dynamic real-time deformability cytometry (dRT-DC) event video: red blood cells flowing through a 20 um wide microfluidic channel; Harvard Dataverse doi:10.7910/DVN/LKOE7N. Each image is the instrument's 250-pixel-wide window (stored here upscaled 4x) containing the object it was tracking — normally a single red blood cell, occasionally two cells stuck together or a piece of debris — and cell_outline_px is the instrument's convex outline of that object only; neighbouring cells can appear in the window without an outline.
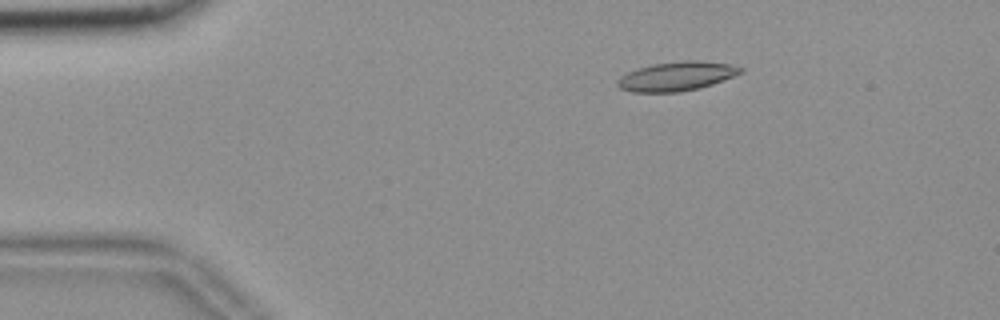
{"species": "common noctule bat (a hibernating species)", "species_latin": "Nyctalus noctula", "temperature_condition": "room temperature", "stored_images_in_passage": 50, "camera_frame_rate_fps": 3000, "um_per_image_px": 0.085, "animal": {"sex": "female", "body_mass_g": 18.4}, "frame": {"image": 1, "passage_image": 4, "time_ms": 1.0, "image_size_px": [1000, 320], "cell_outline_px": [[744, 72], [712, 84], [700, 88], [680, 92], [632, 92], [620, 88], [616, 84], [620, 76], [628, 72], [652, 64], [688, 60], [696, 60], [728, 64], [744, 68]], "centroid_in_image_um": [57.52, 6.49], "position_along_channel_um": 27.5, "area_um2": 20.75}}
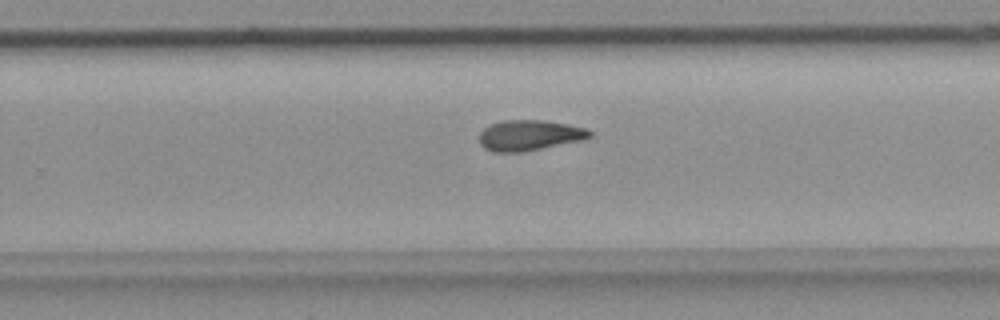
{"frame": {"image": 2, "passage_image": 30, "time_ms": 9.667, "image_size_px": [1000, 320], "cell_outline_px": [[592, 136], [584, 140], [520, 152], [492, 152], [484, 148], [480, 144], [480, 132], [484, 128], [500, 120], [544, 120], [568, 124], [588, 128], [592, 132]], "centroid_in_image_um": [45.02, 11.49], "position_along_channel_um": 284.8, "area_um2": 19.77}}
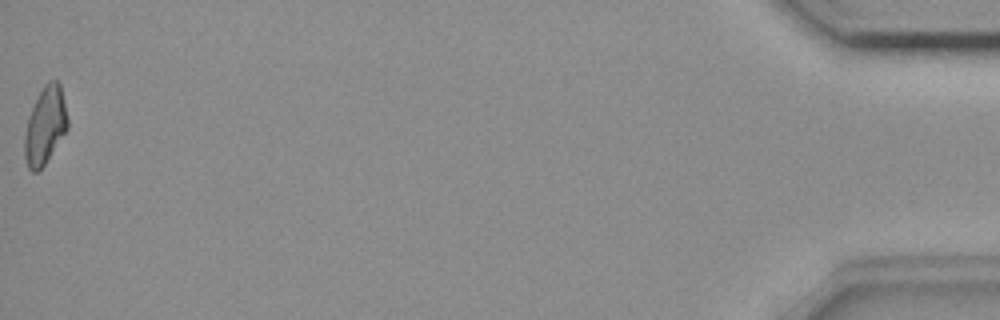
{"frame": {"image": 3, "passage_image": 50, "time_ms": 16.333, "image_size_px": [1000, 320], "cell_outline_px": [[68, 128], [44, 164], [36, 172], [32, 172], [28, 168], [24, 156], [24, 136], [28, 116], [44, 84], [48, 80], [56, 80], [60, 84], [64, 100], [68, 120]], "centroid_in_image_um": [3.83, 10.66], "position_along_channel_um": 431.4, "area_um2": 19.19}, "authors_computed_cell_mechanics": {"area_um2": 19.5942, "velocity_mm_per_s": 3.6732, "shape_relaxation_time_tau1_ms": null, "shape_relaxation_time_tau2_ms": 7.063, "deformation_change_tau1": null, "deformation_change_tau2": 0.1596}}